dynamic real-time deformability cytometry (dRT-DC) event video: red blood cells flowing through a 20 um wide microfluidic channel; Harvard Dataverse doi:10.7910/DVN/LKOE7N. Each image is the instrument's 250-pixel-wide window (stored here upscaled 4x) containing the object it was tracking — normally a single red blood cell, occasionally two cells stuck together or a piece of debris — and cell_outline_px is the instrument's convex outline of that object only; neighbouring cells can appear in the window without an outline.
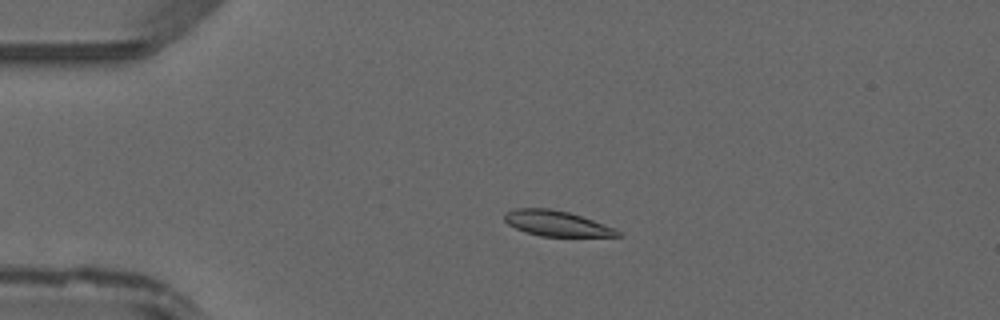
{"species": "common noctule bat (a hibernating species)", "species_latin": "Nyctalus noctula", "temperature_condition": "warm", "stored_images_in_passage": 46, "camera_frame_rate_fps": 3000, "um_per_image_px": 0.085, "animal": {"sex": "male", "forearm_length_mm": 52.5}, "frame": {"image": 1, "passage_image": 10, "time_ms": 3.0, "image_size_px": [1000, 320], "cell_outline_px": [[620, 236], [540, 236], [524, 232], [508, 224], [504, 220], [504, 212], [516, 208], [548, 208], [568, 212], [592, 220], [612, 228], [620, 232]], "centroid_in_image_um": [47.22, 18.98], "position_along_channel_um": 37.8, "area_um2": 16.47}}
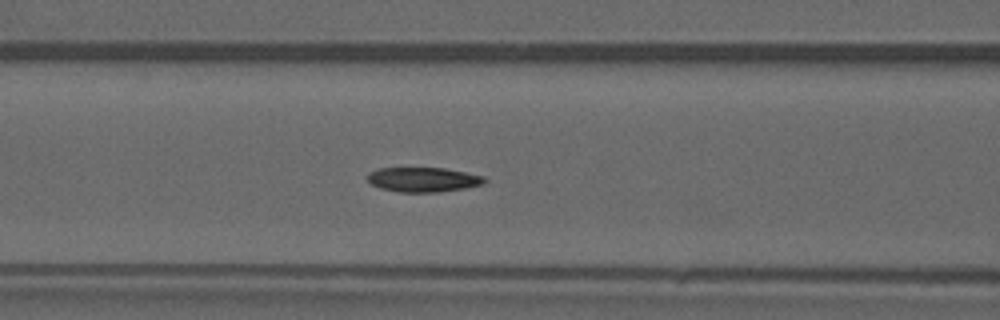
{"frame": {"image": 2, "passage_image": 19, "time_ms": 6.0, "image_size_px": [1000, 320], "cell_outline_px": [[488, 180], [484, 184], [464, 188], [440, 192], [400, 192], [380, 188], [372, 184], [368, 180], [368, 172], [376, 168], [444, 168], [484, 176]], "centroid_in_image_um": [35.98, 15.26], "position_along_channel_um": 130.6, "area_um2": 16.82}}
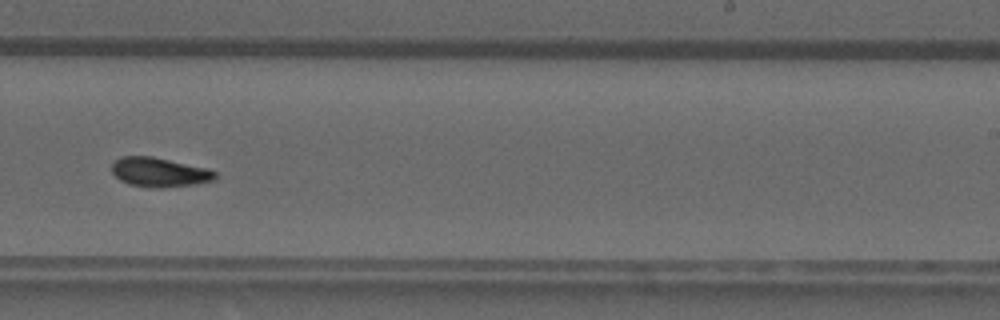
{"frame": {"image": 3, "passage_image": 29, "time_ms": 9.333, "image_size_px": [1000, 320], "cell_outline_px": [[216, 176], [212, 180], [192, 184], [164, 188], [148, 188], [128, 184], [120, 180], [112, 172], [112, 164], [120, 156], [152, 156], [204, 168], [216, 172]], "centroid_in_image_um": [13.47, 14.65], "position_along_channel_um": 275.5, "area_um2": 17.46}}